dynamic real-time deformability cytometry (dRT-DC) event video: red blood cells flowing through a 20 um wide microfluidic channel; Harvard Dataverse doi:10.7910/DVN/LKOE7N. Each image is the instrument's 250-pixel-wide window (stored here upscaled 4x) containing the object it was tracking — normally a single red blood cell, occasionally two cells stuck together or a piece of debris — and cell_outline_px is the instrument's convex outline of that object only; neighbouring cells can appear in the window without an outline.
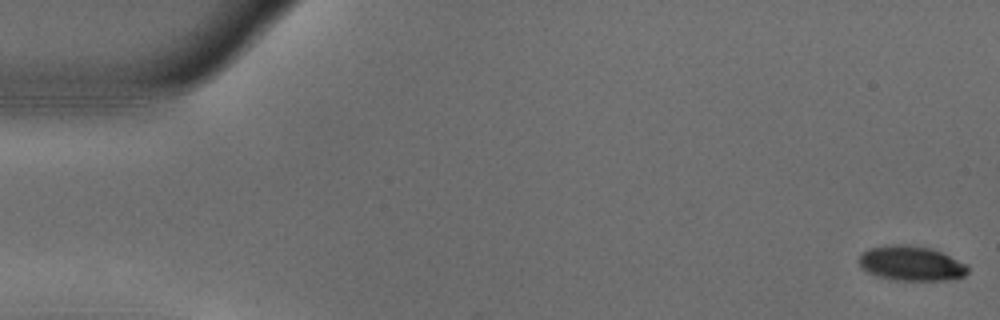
{"species": "common noctule bat (a hibernating species)", "species_latin": "Nyctalus noctula", "temperature_condition": "warm", "stored_images_in_passage": 54, "camera_frame_rate_fps": 3000, "um_per_image_px": 0.085, "animal": {"sex": "male", "body_mass_g": 18.8}, "frame": {"image": 1, "passage_image": 1, "time_ms": 0.0, "image_size_px": [1000, 320], "cell_outline_px": [[968, 272], [964, 276], [956, 280], [896, 280], [876, 276], [860, 268], [856, 260], [860, 252], [868, 248], [884, 244], [908, 244], [932, 248], [968, 264]], "centroid_in_image_um": [77.41, 22.37], "position_along_channel_um": 7.6, "area_um2": 22.77}}
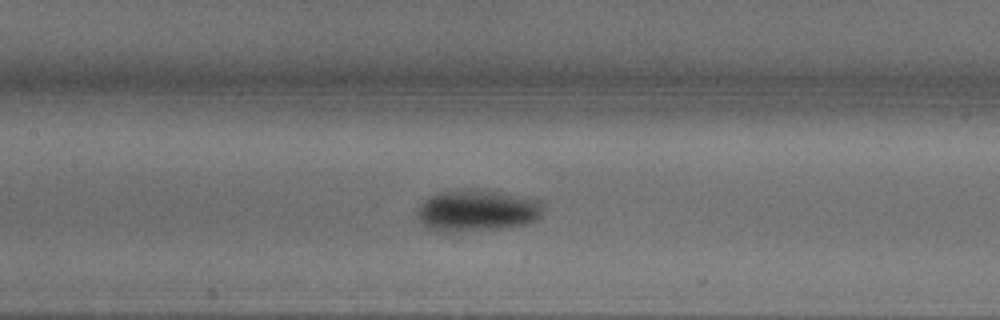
{"frame": {"image": 2, "passage_image": 25, "time_ms": 8.0, "image_size_px": [1000, 320], "cell_outline_px": [[544, 204], [540, 216], [536, 220], [528, 224], [504, 228], [452, 232], [444, 232], [424, 228], [416, 212], [420, 204], [428, 196], [440, 192], [504, 192], [524, 196], [540, 200]], "centroid_in_image_um": [40.57, 17.94], "position_along_channel_um": 166.8, "area_um2": 30.23}}
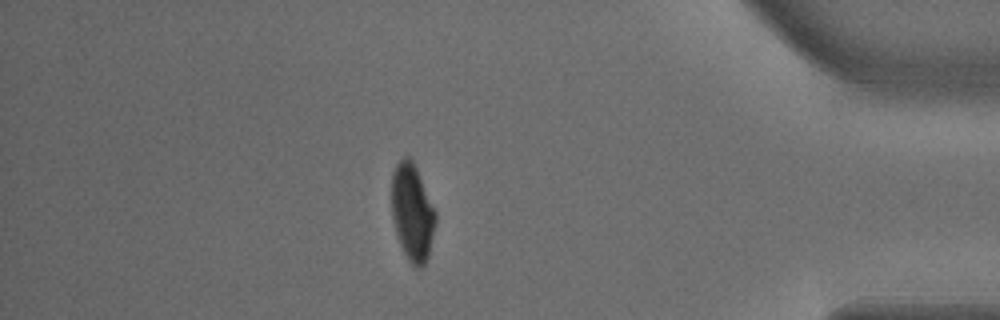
{"frame": {"image": 3, "passage_image": 47, "time_ms": 15.333, "image_size_px": [1000, 320], "cell_outline_px": [[436, 220], [428, 256], [424, 264], [420, 268], [416, 268], [408, 260], [396, 236], [392, 216], [392, 172], [396, 164], [404, 156], [408, 156], [412, 160], [416, 168], [436, 212]], "centroid_in_image_um": [35.03, 18.05], "position_along_channel_um": 400.2, "area_um2": 24.62}, "authors_computed_cell_mechanics": {"area_um2": 26.3568, "velocity_mm_per_s": 3.7088, "shape_relaxation_time_tau1_ms": 3.2917, "shape_relaxation_time_tau2_ms": 2.4821, "deformation_change_tau1": 0.1712, "deformation_change_tau2": 0.0302}}